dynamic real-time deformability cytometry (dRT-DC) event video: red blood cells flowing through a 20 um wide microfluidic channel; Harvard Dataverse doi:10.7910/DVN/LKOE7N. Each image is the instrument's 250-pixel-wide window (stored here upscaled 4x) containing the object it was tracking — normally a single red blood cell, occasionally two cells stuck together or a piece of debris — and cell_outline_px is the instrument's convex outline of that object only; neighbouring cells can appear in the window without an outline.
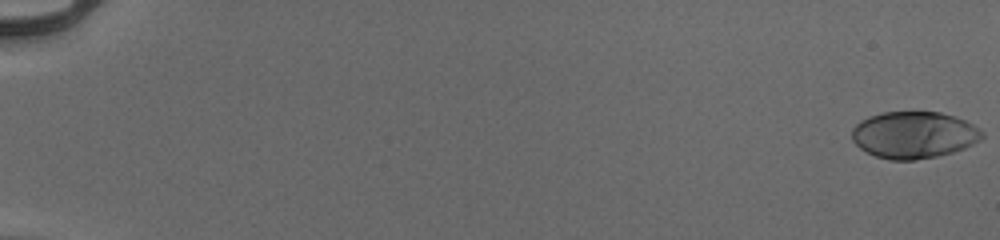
{"species": "human", "species_latin": "Homo sapiens", "temperature_condition": "cold", "stored_images_in_passage": 55, "camera_frame_rate_fps": 3000, "um_per_image_px": 0.085, "donor": {"sex": "male"}, "frame": {"image": 1, "passage_image": 1, "time_ms": 0.0, "image_size_px": [1000, 240], "cell_outline_px": [[984, 136], [980, 140], [964, 148], [952, 152], [936, 156], [916, 160], [888, 160], [876, 156], [860, 148], [852, 140], [852, 128], [860, 120], [868, 116], [884, 112], [940, 112], [956, 116], [980, 128], [984, 132]], "centroid_in_image_um": [77.68, 11.46], "position_along_channel_um": 7.3, "area_um2": 35.66}}
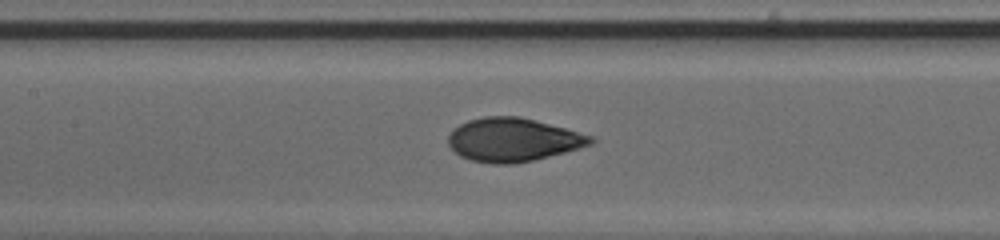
{"frame": {"image": 2, "passage_image": 29, "time_ms": 9.333, "image_size_px": [1000, 240], "cell_outline_px": [[596, 140], [592, 144], [564, 152], [516, 164], [492, 164], [472, 160], [460, 156], [448, 144], [448, 136], [452, 128], [468, 120], [484, 116], [520, 116], [564, 128], [592, 136]], "centroid_in_image_um": [43.57, 11.88], "position_along_channel_um": 163.8, "area_um2": 35.95}}
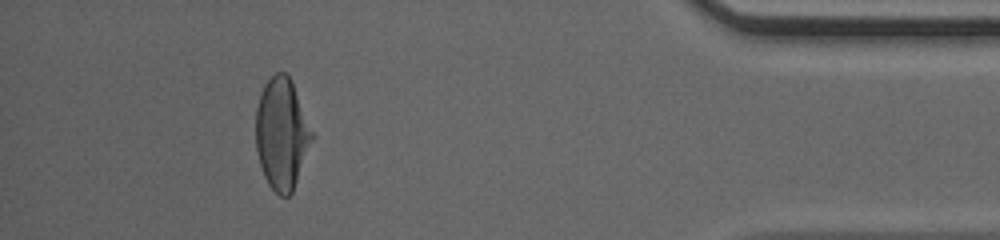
{"frame": {"image": 3, "passage_image": 51, "time_ms": 16.667, "image_size_px": [1000, 240], "cell_outline_px": [[312, 140], [292, 192], [288, 196], [280, 196], [268, 184], [264, 176], [260, 164], [256, 148], [256, 108], [264, 84], [276, 72], [284, 72], [292, 80], [312, 132]], "centroid_in_image_um": [23.93, 11.36], "position_along_channel_um": 411.3, "area_um2": 35.84}, "authors_computed_cell_mechanics": {"area_um2": 35.7782, "velocity_mm_per_s": 3.9757, "shape_relaxation_time_tau1_ms": 4.4927, "shape_relaxation_time_tau2_ms": null, "deformation_change_tau1": 0.2056, "deformation_change_tau2": null}}